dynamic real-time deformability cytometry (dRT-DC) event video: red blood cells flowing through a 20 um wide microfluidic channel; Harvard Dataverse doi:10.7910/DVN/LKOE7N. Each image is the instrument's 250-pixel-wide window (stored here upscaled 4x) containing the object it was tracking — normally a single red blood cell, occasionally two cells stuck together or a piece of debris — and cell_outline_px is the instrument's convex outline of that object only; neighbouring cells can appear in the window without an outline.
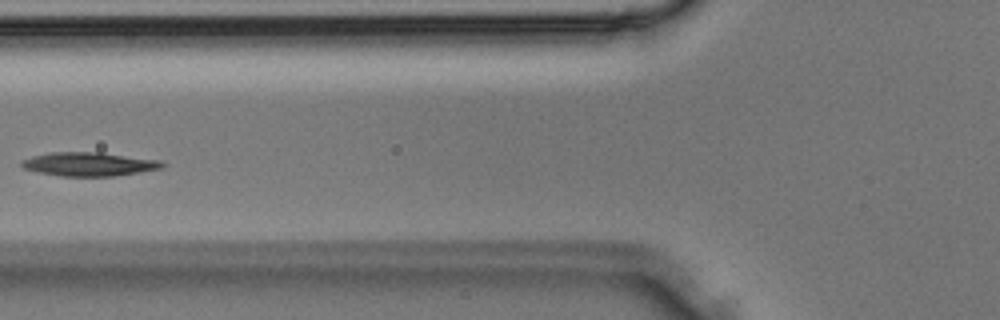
{"species": "Egyptian fruit bat (a non-hibernating species)", "species_latin": "Rousettus aegyptiacus", "temperature_condition": "room temperature", "stored_images_in_passage": 29, "camera_frame_rate_fps": 3000, "um_per_image_px": 0.085, "animal": {"sex": "male"}, "frame": {"image": 1, "passage_image": 7, "time_ms": 2.0, "image_size_px": [1000, 320], "cell_outline_px": [[164, 164], [160, 168], [112, 176], [60, 176], [40, 172], [24, 168], [20, 164], [20, 160], [32, 156], [52, 152], [100, 152], [160, 160]], "centroid_in_image_um": [7.51, 13.94], "position_along_channel_um": 118.3, "area_um2": 19.19}}
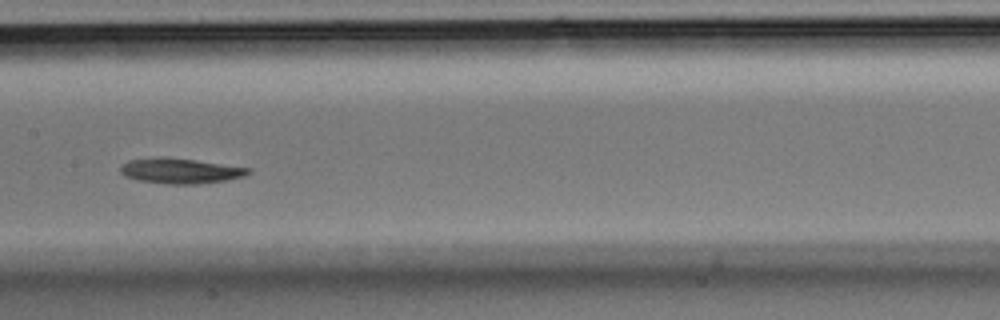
{"frame": {"image": 2, "passage_image": 11, "time_ms": 3.333, "image_size_px": [1000, 320], "cell_outline_px": [[252, 172], [244, 176], [228, 180], [200, 184], [168, 184], [136, 180], [124, 176], [120, 172], [120, 168], [128, 160], [160, 156], [196, 160], [252, 168]], "centroid_in_image_um": [15.34, 14.52], "position_along_channel_um": 192.1, "area_um2": 19.07}}
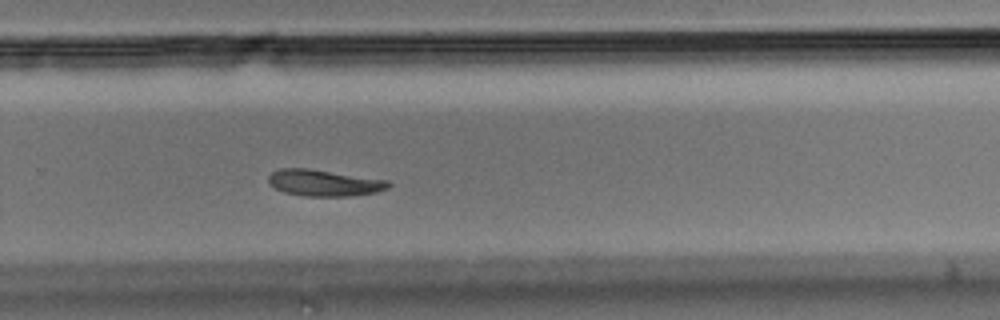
{"frame": {"image": 3, "passage_image": 17, "time_ms": 5.333, "image_size_px": [1000, 320], "cell_outline_px": [[392, 184], [388, 188], [376, 192], [352, 196], [304, 196], [284, 192], [268, 184], [268, 176], [272, 172], [280, 168], [308, 168], [388, 180]], "centroid_in_image_um": [27.54, 15.54], "position_along_channel_um": 302.3, "area_um2": 18.55}}